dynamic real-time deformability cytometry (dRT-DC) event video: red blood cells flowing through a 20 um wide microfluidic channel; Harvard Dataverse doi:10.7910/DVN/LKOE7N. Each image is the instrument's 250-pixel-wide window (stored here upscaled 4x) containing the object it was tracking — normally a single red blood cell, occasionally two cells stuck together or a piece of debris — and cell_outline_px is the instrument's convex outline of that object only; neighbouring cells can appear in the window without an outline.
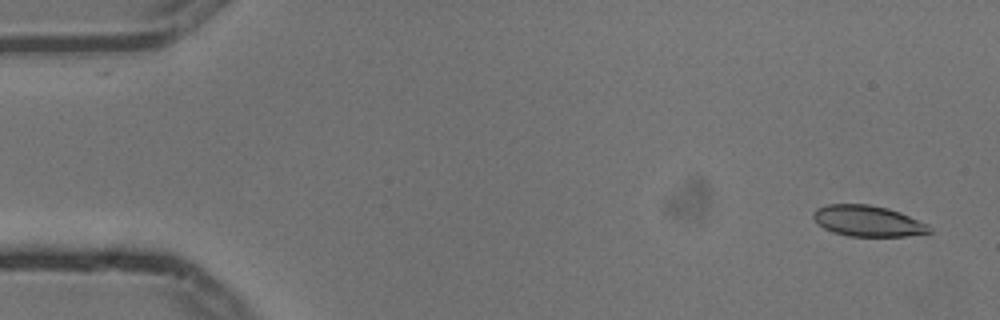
{"species": "common noctule bat (a hibernating species)", "species_latin": "Nyctalus noctula", "temperature_condition": "cold", "stored_images_in_passage": 4, "camera_frame_rate_fps": 3000, "um_per_image_px": 0.085, "animal": {"sex": "male", "body_mass_g": 13.3}, "frame": {"image": 1, "passage_image": 1, "time_ms": 0.0, "image_size_px": [1000, 320], "cell_outline_px": [[932, 232], [908, 236], [848, 236], [832, 232], [816, 224], [812, 216], [812, 212], [816, 208], [828, 204], [868, 204], [888, 208], [900, 212], [928, 224]], "centroid_in_image_um": [73.73, 18.78], "position_along_channel_um": 11.3, "area_um2": 21.1}}
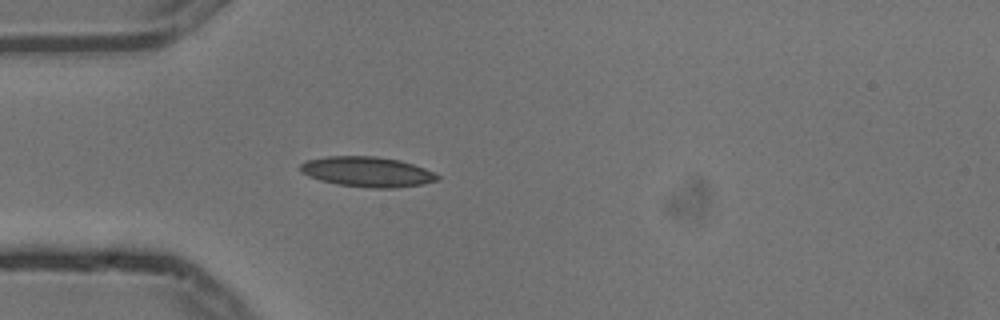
{"frame": {"image": 2, "passage_image": 4, "time_ms": 1.0, "image_size_px": [1000, 320], "cell_outline_px": [[440, 180], [424, 184], [392, 188], [372, 188], [336, 184], [320, 180], [308, 176], [300, 172], [300, 164], [308, 160], [324, 156], [376, 156], [400, 160], [424, 168], [440, 176]], "centroid_in_image_um": [31.21, 14.6], "position_along_channel_um": 53.8, "area_um2": 24.16}}